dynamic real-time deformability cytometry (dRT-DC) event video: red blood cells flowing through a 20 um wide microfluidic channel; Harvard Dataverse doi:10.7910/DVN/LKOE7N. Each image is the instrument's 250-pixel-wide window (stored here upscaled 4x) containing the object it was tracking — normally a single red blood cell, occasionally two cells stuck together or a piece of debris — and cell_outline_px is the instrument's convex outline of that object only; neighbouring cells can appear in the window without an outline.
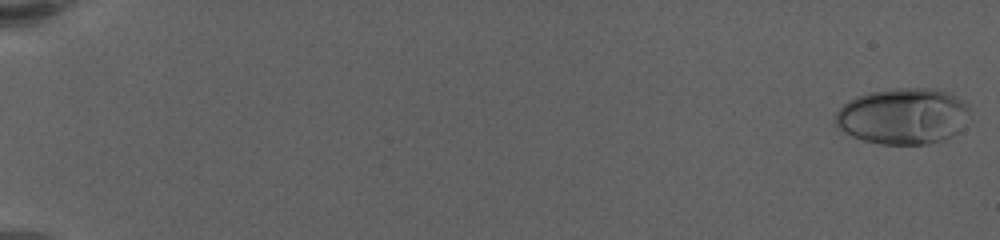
{"species": "human", "species_latin": "Homo sapiens", "temperature_condition": "warm", "stored_images_in_passage": 61, "camera_frame_rate_fps": 3000, "um_per_image_px": 0.085, "donor": {"sex": "female"}, "frame": {"image": 1, "passage_image": 1, "time_ms": 0.0, "image_size_px": [1000, 240], "cell_outline_px": [[972, 120], [952, 136], [944, 140], [928, 144], [880, 144], [864, 140], [852, 136], [840, 128], [836, 124], [836, 112], [848, 100], [856, 96], [868, 92], [896, 88], [940, 88], [952, 92], [968, 100], [972, 108]], "centroid_in_image_um": [76.91, 9.84], "position_along_channel_um": 8.1, "area_um2": 45.2}}
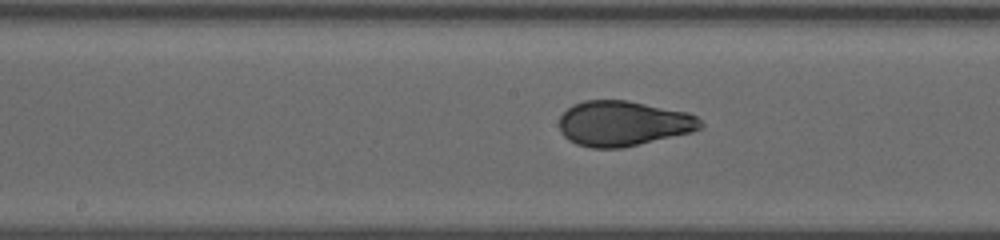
{"frame": {"image": 2, "passage_image": 34, "time_ms": 11.0, "image_size_px": [1000, 240], "cell_outline_px": [[704, 124], [700, 128], [692, 132], [624, 148], [592, 148], [576, 144], [568, 140], [560, 132], [560, 116], [572, 104], [584, 100], [628, 100], [688, 112], [696, 116]], "centroid_in_image_um": [52.97, 10.49], "position_along_channel_um": 195.2, "area_um2": 37.45}}
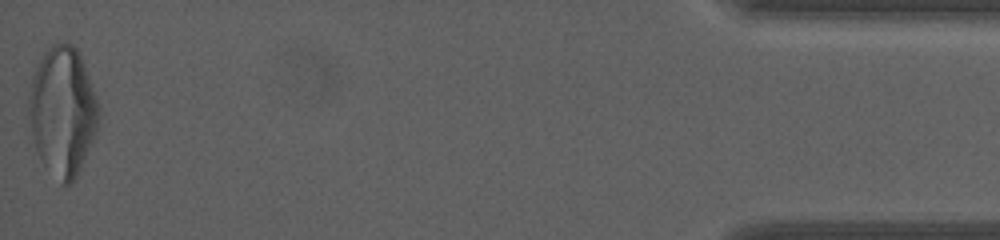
{"frame": {"image": 3, "passage_image": 61, "time_ms": 20.0, "image_size_px": [1000, 240], "cell_outline_px": [[100, 116], [96, 136], [76, 176], [68, 184], [60, 184], [40, 160], [36, 148], [32, 132], [28, 112], [28, 100], [32, 76], [44, 52], [52, 44], [60, 40], [68, 40], [76, 48], [80, 56], [92, 84], [100, 108]], "centroid_in_image_um": [5.34, 9.43], "position_along_channel_um": 429.9, "area_um2": 52.83}, "authors_computed_cell_mechanics": {"area_um2": 37.7434, "velocity_mm_per_s": 3.5036, "shape_relaxation_time_tau1_ms": 4.5402, "shape_relaxation_time_tau2_ms": null, "deformation_change_tau1": 0.1992, "deformation_change_tau2": null}}